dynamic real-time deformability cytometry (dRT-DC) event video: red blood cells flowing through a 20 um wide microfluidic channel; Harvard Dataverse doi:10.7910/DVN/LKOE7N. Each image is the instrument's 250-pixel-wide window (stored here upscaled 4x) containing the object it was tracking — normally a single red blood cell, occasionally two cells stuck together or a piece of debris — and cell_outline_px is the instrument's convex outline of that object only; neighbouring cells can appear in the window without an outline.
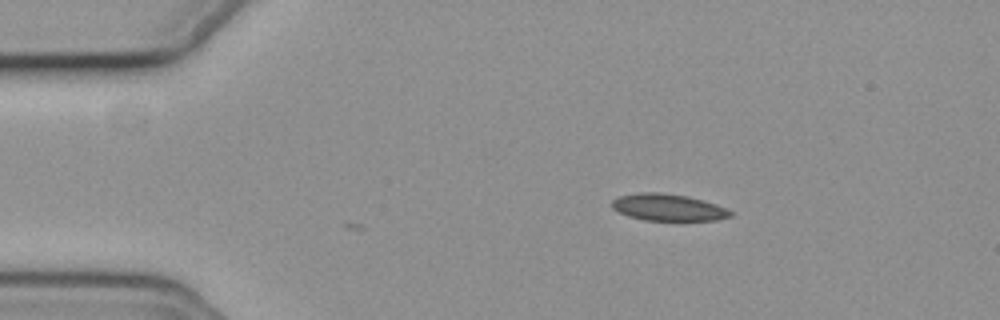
{"species": "common noctule bat (a hibernating species)", "species_latin": "Nyctalus noctula", "temperature_condition": "cold", "stored_images_in_passage": 3, "camera_frame_rate_fps": 3000, "um_per_image_px": 0.085, "animal": {"sex": "female", "body_mass_g": 19.3, "forearm_length_mm": 54.1}, "frame": {"image": 1, "passage_image": 3, "time_ms": 0.667, "image_size_px": [1000, 320], "cell_outline_px": [[732, 216], [716, 220], [644, 220], [628, 216], [612, 208], [612, 200], [620, 196], [640, 192], [660, 192], [688, 196], [704, 200], [716, 204], [732, 212]], "centroid_in_image_um": [56.79, 17.62], "position_along_channel_um": 28.2, "area_um2": 18.44}}